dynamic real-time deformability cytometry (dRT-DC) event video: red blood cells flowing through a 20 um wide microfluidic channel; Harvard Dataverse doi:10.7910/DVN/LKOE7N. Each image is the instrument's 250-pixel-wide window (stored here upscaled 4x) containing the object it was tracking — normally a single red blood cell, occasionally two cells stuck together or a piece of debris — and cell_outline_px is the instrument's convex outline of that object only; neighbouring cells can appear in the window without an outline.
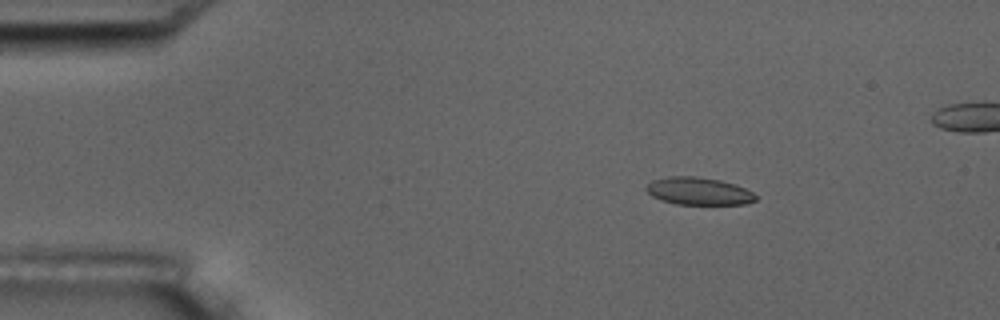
{"species": "common noctule bat (a hibernating species)", "species_latin": "Nyctalus noctula", "temperature_condition": "room temperature", "stored_images_in_passage": 5, "camera_frame_rate_fps": 3000, "um_per_image_px": 0.085, "animal": {"sex": "male", "body_mass_g": 17.5, "forearm_length_mm": 52.3}, "frame": {"image": 1, "passage_image": 2, "time_ms": 1.333, "image_size_px": [1000, 320], "cell_outline_px": [[756, 200], [748, 204], [676, 204], [660, 200], [652, 196], [644, 188], [652, 180], [668, 176], [696, 176], [720, 180], [736, 184], [752, 192], [756, 196]], "centroid_in_image_um": [59.37, 16.24], "position_along_channel_um": 25.6, "area_um2": 17.63}}